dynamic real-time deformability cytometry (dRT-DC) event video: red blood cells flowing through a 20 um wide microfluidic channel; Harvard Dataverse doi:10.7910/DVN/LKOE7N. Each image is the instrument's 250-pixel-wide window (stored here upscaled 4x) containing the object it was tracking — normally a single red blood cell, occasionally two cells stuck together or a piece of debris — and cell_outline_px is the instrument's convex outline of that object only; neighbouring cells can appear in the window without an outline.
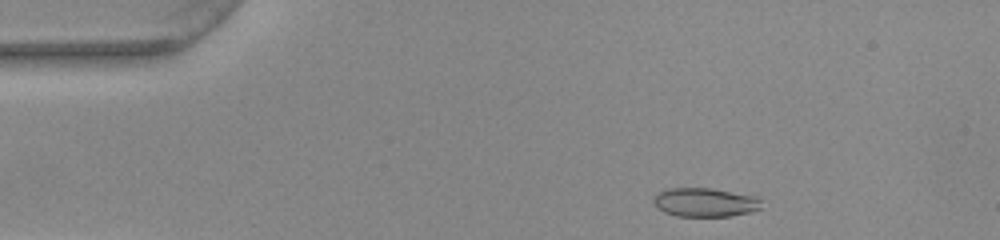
{"species": "common noctule bat (a hibernating species)", "species_latin": "Nyctalus noctula", "temperature_condition": "warm", "stored_images_in_passage": 35, "camera_frame_rate_fps": 3000, "um_per_image_px": 0.085, "animal": {"sex": "female", "body_mass_g": 22.0, "forearm_length_mm": 56.7}, "frame": {"image": 1, "passage_image": 1, "time_ms": 0.0, "image_size_px": [1000, 240], "cell_outline_px": [[760, 208], [748, 212], [732, 216], [676, 216], [664, 212], [656, 208], [652, 204], [652, 196], [656, 192], [664, 188], [712, 188], [756, 196], [760, 200]], "centroid_in_image_um": [59.82, 17.18], "position_along_channel_um": 25.2, "area_um2": 18.44}}
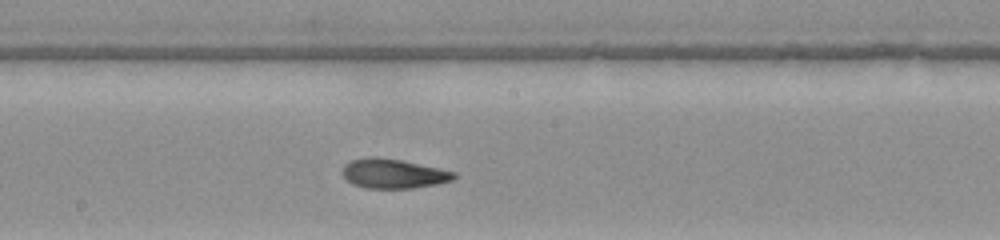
{"frame": {"image": 2, "passage_image": 21, "time_ms": 6.667, "image_size_px": [1000, 240], "cell_outline_px": [[456, 176], [452, 180], [436, 184], [412, 188], [364, 188], [352, 184], [344, 176], [344, 164], [352, 160], [368, 156], [372, 156], [400, 160], [456, 172]], "centroid_in_image_um": [33.42, 14.76], "position_along_channel_um": 214.8, "area_um2": 18.9}}
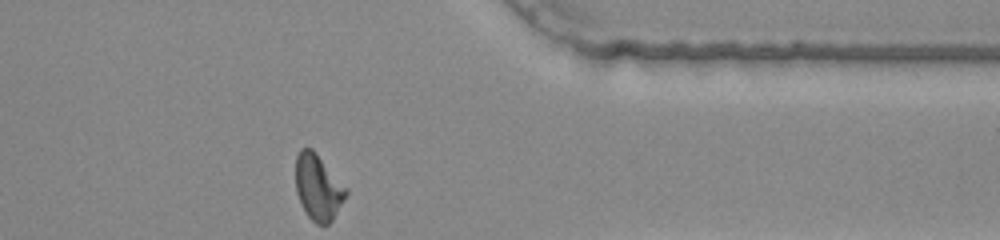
{"frame": {"image": 3, "passage_image": 35, "time_ms": 11.333, "image_size_px": [1000, 240], "cell_outline_px": [[348, 192], [332, 220], [328, 224], [316, 224], [308, 216], [300, 204], [296, 192], [296, 156], [300, 148], [312, 148], [316, 152], [348, 188]], "centroid_in_image_um": [27.04, 15.9], "position_along_channel_um": 384.4, "area_um2": 19.36}, "authors_computed_cell_mechanics": {"area_um2": 19.0162, "velocity_mm_per_s": 3.9413, "shape_relaxation_time_tau1_ms": null, "shape_relaxation_time_tau2_ms": 2.4466, "deformation_change_tau1": null, "deformation_change_tau2": 0.0924}}